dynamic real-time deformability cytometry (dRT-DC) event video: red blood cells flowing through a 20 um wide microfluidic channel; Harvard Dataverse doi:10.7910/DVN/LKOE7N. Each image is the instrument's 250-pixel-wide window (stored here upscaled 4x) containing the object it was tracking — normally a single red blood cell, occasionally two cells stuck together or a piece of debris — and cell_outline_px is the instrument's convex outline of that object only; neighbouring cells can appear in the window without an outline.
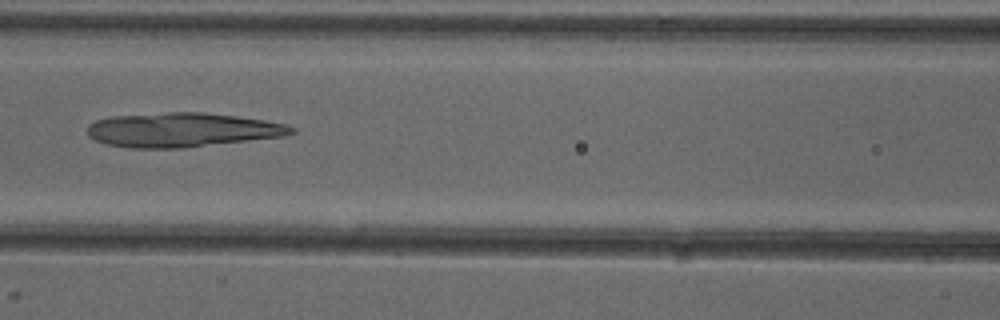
{"species": "common noctule bat (a hibernating species)", "species_latin": "Nyctalus noctula", "temperature_condition": "cold", "stored_images_in_passage": 5, "camera_frame_rate_fps": 3000, "um_per_image_px": 0.085, "animal": {"sex": "female"}, "frame": {"image": 1, "passage_image": 5, "time_ms": 5.333, "image_size_px": [1000, 320], "cell_outline_px": [[296, 132], [284, 136], [184, 148], [132, 148], [108, 144], [96, 140], [88, 136], [88, 124], [96, 120], [112, 116], [168, 112], [204, 112], [236, 116], [264, 120], [288, 124], [296, 128]], "centroid_in_image_um": [15.51, 11.04], "position_along_channel_um": 151.1, "area_um2": 40.81}}